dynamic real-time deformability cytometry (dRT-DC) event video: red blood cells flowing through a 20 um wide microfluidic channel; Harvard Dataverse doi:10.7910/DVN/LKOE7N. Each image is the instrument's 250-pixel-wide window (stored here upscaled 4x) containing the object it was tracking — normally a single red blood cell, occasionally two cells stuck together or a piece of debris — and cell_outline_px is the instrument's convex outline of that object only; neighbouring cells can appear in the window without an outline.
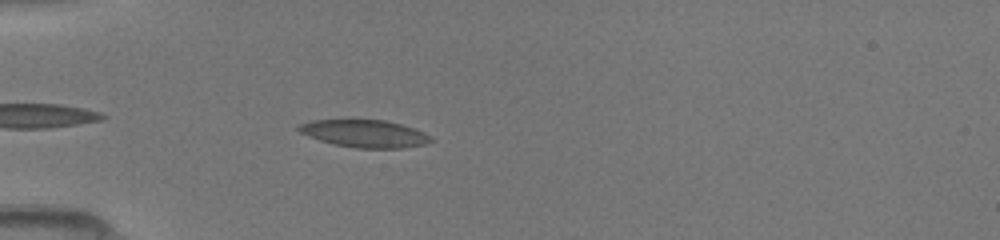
{"species": "common noctule bat (a hibernating species)", "species_latin": "Nyctalus noctula", "temperature_condition": "room temperature", "stored_images_in_passage": 35, "camera_frame_rate_fps": 3000, "um_per_image_px": 0.085, "animal": {"sex": "female", "body_mass_g": 19.5, "forearm_length_mm": 54.1}, "frame": {"image": 1, "passage_image": 3, "time_ms": 0.667, "image_size_px": [1000, 240], "cell_outline_px": [[436, 140], [424, 144], [404, 148], [356, 148], [332, 144], [308, 136], [300, 132], [296, 128], [300, 124], [312, 120], [352, 116], [384, 120], [400, 124], [424, 132], [432, 136]], "centroid_in_image_um": [30.95, 11.3], "position_along_channel_um": 54.0, "area_um2": 22.2}}
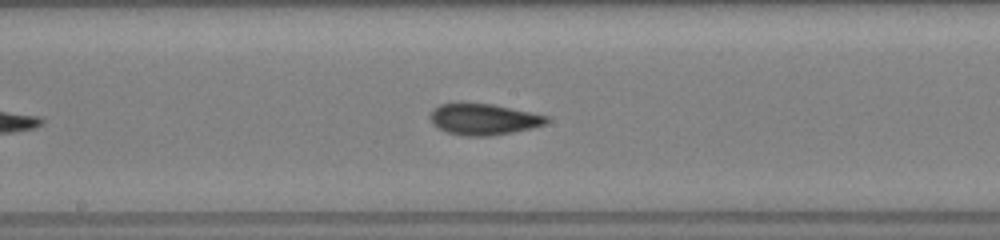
{"frame": {"image": 2, "passage_image": 15, "time_ms": 4.667, "image_size_px": [1000, 240], "cell_outline_px": [[552, 120], [544, 124], [532, 128], [512, 132], [488, 136], [464, 136], [448, 132], [432, 124], [428, 116], [432, 108], [440, 104], [460, 100], [464, 100], [492, 104], [548, 116]], "centroid_in_image_um": [41.03, 10.09], "position_along_channel_um": 207.2, "area_um2": 21.79}}
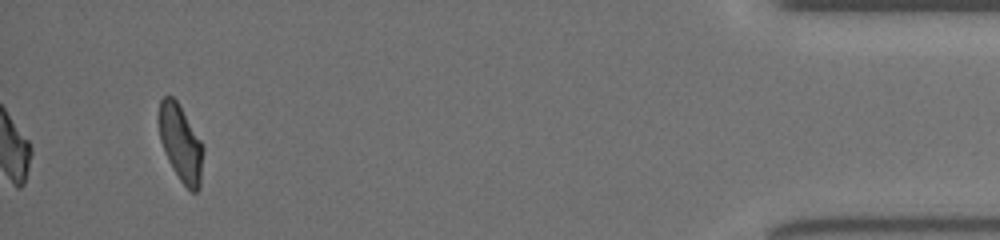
{"frame": {"image": 3, "passage_image": 35, "time_ms": 11.333, "image_size_px": [1000, 240], "cell_outline_px": [[204, 152], [200, 188], [196, 192], [192, 192], [180, 180], [172, 168], [168, 160], [160, 140], [156, 120], [156, 116], [160, 100], [164, 96], [172, 96], [176, 100], [200, 140], [204, 148]], "centroid_in_image_um": [15.33, 12.16], "position_along_channel_um": 419.9, "area_um2": 20.0}}